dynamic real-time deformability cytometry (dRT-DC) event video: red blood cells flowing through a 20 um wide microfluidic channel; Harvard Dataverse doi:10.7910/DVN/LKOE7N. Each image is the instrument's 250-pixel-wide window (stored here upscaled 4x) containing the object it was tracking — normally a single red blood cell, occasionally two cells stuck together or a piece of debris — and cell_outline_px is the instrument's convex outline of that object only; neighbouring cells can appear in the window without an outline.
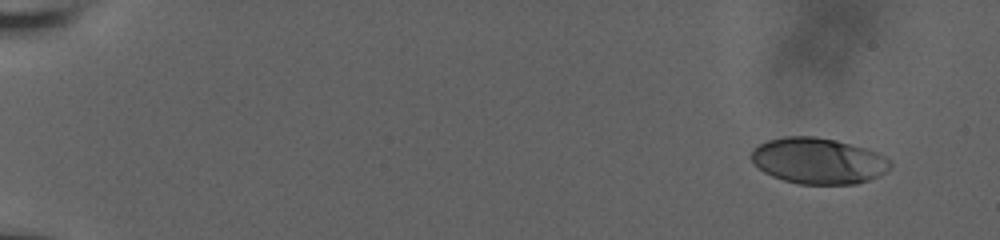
{"species": "human", "species_latin": "Homo sapiens", "temperature_condition": "room temperature", "stored_images_in_passage": 24, "camera_frame_rate_fps": 3000, "um_per_image_px": 0.085, "donor": {"sex": "male"}, "frame": {"image": 1, "passage_image": 1, "time_ms": 0.0, "image_size_px": [1000, 240], "cell_outline_px": [[892, 168], [880, 176], [856, 184], [800, 184], [784, 180], [772, 176], [764, 172], [752, 164], [752, 152], [760, 144], [768, 140], [784, 136], [816, 136], [836, 140], [864, 148], [876, 152], [884, 156], [892, 164]], "centroid_in_image_um": [69.56, 13.68], "position_along_channel_um": 15.4, "area_um2": 37.28}}
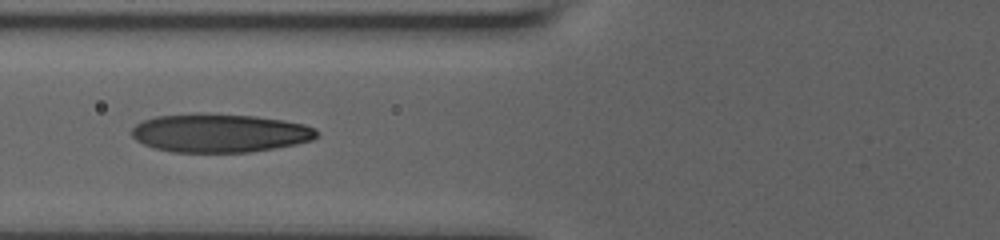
{"frame": {"image": 2, "passage_image": 14, "time_ms": 7.0, "image_size_px": [1000, 240], "cell_outline_px": [[320, 136], [312, 140], [296, 144], [248, 152], [172, 152], [156, 148], [144, 144], [136, 140], [132, 136], [132, 128], [136, 124], [144, 120], [156, 116], [196, 112], [200, 112], [256, 116], [284, 120], [304, 124], [316, 128], [320, 132]], "centroid_in_image_um": [18.7, 11.29], "position_along_channel_um": 107.1, "area_um2": 41.96}}
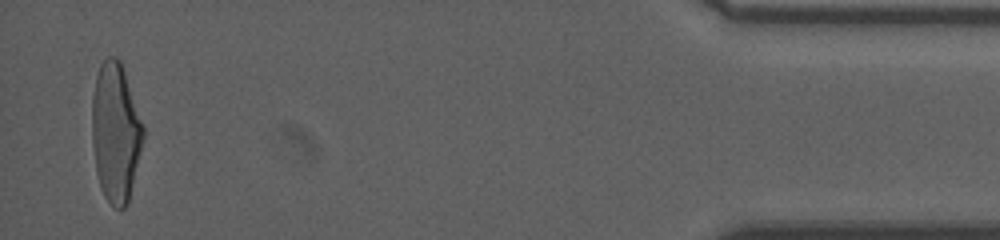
{"frame": {"image": 3, "passage_image": 24, "time_ms": 17.333, "image_size_px": [1000, 240], "cell_outline_px": [[144, 140], [128, 204], [124, 208], [116, 208], [104, 196], [100, 188], [96, 172], [92, 144], [92, 96], [96, 76], [100, 64], [108, 56], [116, 56], [120, 60], [144, 128]], "centroid_in_image_um": [9.82, 11.27], "position_along_channel_um": 425.4, "area_um2": 41.5}, "authors_computed_cell_mechanics": {"area_um2": 38.7838, "velocity_mm_per_s": 3.7807, "shape_relaxation_time_tau1_ms": 6.1758, "shape_relaxation_time_tau2_ms": 0.7089, "deformation_change_tau1": 0.2258, "deformation_change_tau2": 0.0631}}